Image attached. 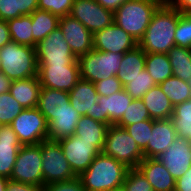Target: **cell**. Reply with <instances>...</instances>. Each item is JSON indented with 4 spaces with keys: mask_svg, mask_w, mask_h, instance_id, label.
I'll list each match as a JSON object with an SVG mask.
<instances>
[{
    "mask_svg": "<svg viewBox=\"0 0 191 191\" xmlns=\"http://www.w3.org/2000/svg\"><path fill=\"white\" fill-rule=\"evenodd\" d=\"M181 13L171 4H161L152 15L138 45L145 53H168L175 46V32Z\"/></svg>",
    "mask_w": 191,
    "mask_h": 191,
    "instance_id": "1",
    "label": "cell"
},
{
    "mask_svg": "<svg viewBox=\"0 0 191 191\" xmlns=\"http://www.w3.org/2000/svg\"><path fill=\"white\" fill-rule=\"evenodd\" d=\"M128 170L124 163L100 152L78 178L86 191H111L123 186Z\"/></svg>",
    "mask_w": 191,
    "mask_h": 191,
    "instance_id": "2",
    "label": "cell"
},
{
    "mask_svg": "<svg viewBox=\"0 0 191 191\" xmlns=\"http://www.w3.org/2000/svg\"><path fill=\"white\" fill-rule=\"evenodd\" d=\"M160 5L158 0H127L114 12V23L139 42Z\"/></svg>",
    "mask_w": 191,
    "mask_h": 191,
    "instance_id": "3",
    "label": "cell"
},
{
    "mask_svg": "<svg viewBox=\"0 0 191 191\" xmlns=\"http://www.w3.org/2000/svg\"><path fill=\"white\" fill-rule=\"evenodd\" d=\"M1 72L12 81L38 76L36 48L9 42L0 48Z\"/></svg>",
    "mask_w": 191,
    "mask_h": 191,
    "instance_id": "4",
    "label": "cell"
},
{
    "mask_svg": "<svg viewBox=\"0 0 191 191\" xmlns=\"http://www.w3.org/2000/svg\"><path fill=\"white\" fill-rule=\"evenodd\" d=\"M102 152L124 163L129 168H137L144 159L143 151L135 139L129 135L125 128L118 125L108 126Z\"/></svg>",
    "mask_w": 191,
    "mask_h": 191,
    "instance_id": "5",
    "label": "cell"
},
{
    "mask_svg": "<svg viewBox=\"0 0 191 191\" xmlns=\"http://www.w3.org/2000/svg\"><path fill=\"white\" fill-rule=\"evenodd\" d=\"M123 54L98 51L90 52L78 58L80 66V78L92 83L116 76Z\"/></svg>",
    "mask_w": 191,
    "mask_h": 191,
    "instance_id": "6",
    "label": "cell"
},
{
    "mask_svg": "<svg viewBox=\"0 0 191 191\" xmlns=\"http://www.w3.org/2000/svg\"><path fill=\"white\" fill-rule=\"evenodd\" d=\"M39 144L42 148L43 187L77 177L71 170L58 141L46 139Z\"/></svg>",
    "mask_w": 191,
    "mask_h": 191,
    "instance_id": "7",
    "label": "cell"
},
{
    "mask_svg": "<svg viewBox=\"0 0 191 191\" xmlns=\"http://www.w3.org/2000/svg\"><path fill=\"white\" fill-rule=\"evenodd\" d=\"M23 145H36L48 138V123L37 107L24 110L9 125Z\"/></svg>",
    "mask_w": 191,
    "mask_h": 191,
    "instance_id": "8",
    "label": "cell"
},
{
    "mask_svg": "<svg viewBox=\"0 0 191 191\" xmlns=\"http://www.w3.org/2000/svg\"><path fill=\"white\" fill-rule=\"evenodd\" d=\"M10 180L43 186L40 144L23 145L19 149Z\"/></svg>",
    "mask_w": 191,
    "mask_h": 191,
    "instance_id": "9",
    "label": "cell"
},
{
    "mask_svg": "<svg viewBox=\"0 0 191 191\" xmlns=\"http://www.w3.org/2000/svg\"><path fill=\"white\" fill-rule=\"evenodd\" d=\"M36 56L37 64H79L59 27L37 44Z\"/></svg>",
    "mask_w": 191,
    "mask_h": 191,
    "instance_id": "10",
    "label": "cell"
},
{
    "mask_svg": "<svg viewBox=\"0 0 191 191\" xmlns=\"http://www.w3.org/2000/svg\"><path fill=\"white\" fill-rule=\"evenodd\" d=\"M41 87L70 92L80 78L79 64H38Z\"/></svg>",
    "mask_w": 191,
    "mask_h": 191,
    "instance_id": "11",
    "label": "cell"
},
{
    "mask_svg": "<svg viewBox=\"0 0 191 191\" xmlns=\"http://www.w3.org/2000/svg\"><path fill=\"white\" fill-rule=\"evenodd\" d=\"M69 16L78 20L93 34L114 22V13L96 0H74Z\"/></svg>",
    "mask_w": 191,
    "mask_h": 191,
    "instance_id": "12",
    "label": "cell"
},
{
    "mask_svg": "<svg viewBox=\"0 0 191 191\" xmlns=\"http://www.w3.org/2000/svg\"><path fill=\"white\" fill-rule=\"evenodd\" d=\"M71 170L76 176L84 172L100 151L93 142H86L76 135L58 140Z\"/></svg>",
    "mask_w": 191,
    "mask_h": 191,
    "instance_id": "13",
    "label": "cell"
},
{
    "mask_svg": "<svg viewBox=\"0 0 191 191\" xmlns=\"http://www.w3.org/2000/svg\"><path fill=\"white\" fill-rule=\"evenodd\" d=\"M133 98L124 88L110 96H98L97 103L93 109V119L102 123L116 125L122 118L125 110Z\"/></svg>",
    "mask_w": 191,
    "mask_h": 191,
    "instance_id": "14",
    "label": "cell"
},
{
    "mask_svg": "<svg viewBox=\"0 0 191 191\" xmlns=\"http://www.w3.org/2000/svg\"><path fill=\"white\" fill-rule=\"evenodd\" d=\"M93 49L104 52L120 53L135 48L138 42L114 22L93 34Z\"/></svg>",
    "mask_w": 191,
    "mask_h": 191,
    "instance_id": "15",
    "label": "cell"
},
{
    "mask_svg": "<svg viewBox=\"0 0 191 191\" xmlns=\"http://www.w3.org/2000/svg\"><path fill=\"white\" fill-rule=\"evenodd\" d=\"M59 28L62 30L65 40L77 58L93 49V33L78 20L69 15L61 17Z\"/></svg>",
    "mask_w": 191,
    "mask_h": 191,
    "instance_id": "16",
    "label": "cell"
},
{
    "mask_svg": "<svg viewBox=\"0 0 191 191\" xmlns=\"http://www.w3.org/2000/svg\"><path fill=\"white\" fill-rule=\"evenodd\" d=\"M157 159L167 168L172 177L177 180L191 166V143L186 138L177 137Z\"/></svg>",
    "mask_w": 191,
    "mask_h": 191,
    "instance_id": "17",
    "label": "cell"
},
{
    "mask_svg": "<svg viewBox=\"0 0 191 191\" xmlns=\"http://www.w3.org/2000/svg\"><path fill=\"white\" fill-rule=\"evenodd\" d=\"M151 132L147 147L143 150L144 158L159 157L178 137L171 119H152Z\"/></svg>",
    "mask_w": 191,
    "mask_h": 191,
    "instance_id": "18",
    "label": "cell"
},
{
    "mask_svg": "<svg viewBox=\"0 0 191 191\" xmlns=\"http://www.w3.org/2000/svg\"><path fill=\"white\" fill-rule=\"evenodd\" d=\"M22 144L9 125H0V176L10 179Z\"/></svg>",
    "mask_w": 191,
    "mask_h": 191,
    "instance_id": "19",
    "label": "cell"
},
{
    "mask_svg": "<svg viewBox=\"0 0 191 191\" xmlns=\"http://www.w3.org/2000/svg\"><path fill=\"white\" fill-rule=\"evenodd\" d=\"M154 191H175L176 180L157 158H144L137 166Z\"/></svg>",
    "mask_w": 191,
    "mask_h": 191,
    "instance_id": "20",
    "label": "cell"
},
{
    "mask_svg": "<svg viewBox=\"0 0 191 191\" xmlns=\"http://www.w3.org/2000/svg\"><path fill=\"white\" fill-rule=\"evenodd\" d=\"M96 86L90 81L80 79L69 92L70 104L81 116L93 119V109L98 100Z\"/></svg>",
    "mask_w": 191,
    "mask_h": 191,
    "instance_id": "21",
    "label": "cell"
},
{
    "mask_svg": "<svg viewBox=\"0 0 191 191\" xmlns=\"http://www.w3.org/2000/svg\"><path fill=\"white\" fill-rule=\"evenodd\" d=\"M81 115L69 103L67 107L48 124V140L58 141L61 138L75 134V129Z\"/></svg>",
    "mask_w": 191,
    "mask_h": 191,
    "instance_id": "22",
    "label": "cell"
},
{
    "mask_svg": "<svg viewBox=\"0 0 191 191\" xmlns=\"http://www.w3.org/2000/svg\"><path fill=\"white\" fill-rule=\"evenodd\" d=\"M69 103V92L41 87L37 108L49 124Z\"/></svg>",
    "mask_w": 191,
    "mask_h": 191,
    "instance_id": "23",
    "label": "cell"
},
{
    "mask_svg": "<svg viewBox=\"0 0 191 191\" xmlns=\"http://www.w3.org/2000/svg\"><path fill=\"white\" fill-rule=\"evenodd\" d=\"M40 89L39 77L35 76L12 81L9 93L24 108H34L38 105Z\"/></svg>",
    "mask_w": 191,
    "mask_h": 191,
    "instance_id": "24",
    "label": "cell"
},
{
    "mask_svg": "<svg viewBox=\"0 0 191 191\" xmlns=\"http://www.w3.org/2000/svg\"><path fill=\"white\" fill-rule=\"evenodd\" d=\"M145 58L146 53L139 45L123 54L120 68L116 74L123 87L145 69Z\"/></svg>",
    "mask_w": 191,
    "mask_h": 191,
    "instance_id": "25",
    "label": "cell"
},
{
    "mask_svg": "<svg viewBox=\"0 0 191 191\" xmlns=\"http://www.w3.org/2000/svg\"><path fill=\"white\" fill-rule=\"evenodd\" d=\"M142 100L148 109L151 119H171L174 106L159 85H155L147 91Z\"/></svg>",
    "mask_w": 191,
    "mask_h": 191,
    "instance_id": "26",
    "label": "cell"
},
{
    "mask_svg": "<svg viewBox=\"0 0 191 191\" xmlns=\"http://www.w3.org/2000/svg\"><path fill=\"white\" fill-rule=\"evenodd\" d=\"M107 128V124L84 115L80 117L74 135L86 142H93L94 146L102 152L105 144Z\"/></svg>",
    "mask_w": 191,
    "mask_h": 191,
    "instance_id": "27",
    "label": "cell"
},
{
    "mask_svg": "<svg viewBox=\"0 0 191 191\" xmlns=\"http://www.w3.org/2000/svg\"><path fill=\"white\" fill-rule=\"evenodd\" d=\"M31 15L33 47L59 27L60 18L45 10L36 9Z\"/></svg>",
    "mask_w": 191,
    "mask_h": 191,
    "instance_id": "28",
    "label": "cell"
},
{
    "mask_svg": "<svg viewBox=\"0 0 191 191\" xmlns=\"http://www.w3.org/2000/svg\"><path fill=\"white\" fill-rule=\"evenodd\" d=\"M145 64V70L152 77L156 85L173 76V70L167 53H146Z\"/></svg>",
    "mask_w": 191,
    "mask_h": 191,
    "instance_id": "29",
    "label": "cell"
},
{
    "mask_svg": "<svg viewBox=\"0 0 191 191\" xmlns=\"http://www.w3.org/2000/svg\"><path fill=\"white\" fill-rule=\"evenodd\" d=\"M167 54L173 70V76L191 83V49L174 46Z\"/></svg>",
    "mask_w": 191,
    "mask_h": 191,
    "instance_id": "30",
    "label": "cell"
},
{
    "mask_svg": "<svg viewBox=\"0 0 191 191\" xmlns=\"http://www.w3.org/2000/svg\"><path fill=\"white\" fill-rule=\"evenodd\" d=\"M11 41L33 47L31 15H23L7 21Z\"/></svg>",
    "mask_w": 191,
    "mask_h": 191,
    "instance_id": "31",
    "label": "cell"
},
{
    "mask_svg": "<svg viewBox=\"0 0 191 191\" xmlns=\"http://www.w3.org/2000/svg\"><path fill=\"white\" fill-rule=\"evenodd\" d=\"M159 86L173 106L191 100V83L185 82L176 76L167 78Z\"/></svg>",
    "mask_w": 191,
    "mask_h": 191,
    "instance_id": "32",
    "label": "cell"
},
{
    "mask_svg": "<svg viewBox=\"0 0 191 191\" xmlns=\"http://www.w3.org/2000/svg\"><path fill=\"white\" fill-rule=\"evenodd\" d=\"M179 138H188L191 134V100L177 104L171 117Z\"/></svg>",
    "mask_w": 191,
    "mask_h": 191,
    "instance_id": "33",
    "label": "cell"
},
{
    "mask_svg": "<svg viewBox=\"0 0 191 191\" xmlns=\"http://www.w3.org/2000/svg\"><path fill=\"white\" fill-rule=\"evenodd\" d=\"M150 119V114L145 107L143 100L133 99L128 106V109L125 110L121 120L116 125L125 128L128 125Z\"/></svg>",
    "mask_w": 191,
    "mask_h": 191,
    "instance_id": "34",
    "label": "cell"
},
{
    "mask_svg": "<svg viewBox=\"0 0 191 191\" xmlns=\"http://www.w3.org/2000/svg\"><path fill=\"white\" fill-rule=\"evenodd\" d=\"M23 110L24 107L9 92L0 94V125H10Z\"/></svg>",
    "mask_w": 191,
    "mask_h": 191,
    "instance_id": "35",
    "label": "cell"
},
{
    "mask_svg": "<svg viewBox=\"0 0 191 191\" xmlns=\"http://www.w3.org/2000/svg\"><path fill=\"white\" fill-rule=\"evenodd\" d=\"M155 85L152 77L144 69L123 88L133 99H142L144 94Z\"/></svg>",
    "mask_w": 191,
    "mask_h": 191,
    "instance_id": "36",
    "label": "cell"
},
{
    "mask_svg": "<svg viewBox=\"0 0 191 191\" xmlns=\"http://www.w3.org/2000/svg\"><path fill=\"white\" fill-rule=\"evenodd\" d=\"M130 136H132L137 145L143 151L148 144L152 134V119L140 121L125 127Z\"/></svg>",
    "mask_w": 191,
    "mask_h": 191,
    "instance_id": "37",
    "label": "cell"
},
{
    "mask_svg": "<svg viewBox=\"0 0 191 191\" xmlns=\"http://www.w3.org/2000/svg\"><path fill=\"white\" fill-rule=\"evenodd\" d=\"M122 187L125 191H154L138 168H129Z\"/></svg>",
    "mask_w": 191,
    "mask_h": 191,
    "instance_id": "38",
    "label": "cell"
},
{
    "mask_svg": "<svg viewBox=\"0 0 191 191\" xmlns=\"http://www.w3.org/2000/svg\"><path fill=\"white\" fill-rule=\"evenodd\" d=\"M175 46L191 49V13H181L176 32Z\"/></svg>",
    "mask_w": 191,
    "mask_h": 191,
    "instance_id": "39",
    "label": "cell"
},
{
    "mask_svg": "<svg viewBox=\"0 0 191 191\" xmlns=\"http://www.w3.org/2000/svg\"><path fill=\"white\" fill-rule=\"evenodd\" d=\"M74 0H38V9L45 10L59 18L68 16Z\"/></svg>",
    "mask_w": 191,
    "mask_h": 191,
    "instance_id": "40",
    "label": "cell"
},
{
    "mask_svg": "<svg viewBox=\"0 0 191 191\" xmlns=\"http://www.w3.org/2000/svg\"><path fill=\"white\" fill-rule=\"evenodd\" d=\"M95 86L97 94L106 97L123 89L121 81L116 76L96 82Z\"/></svg>",
    "mask_w": 191,
    "mask_h": 191,
    "instance_id": "41",
    "label": "cell"
},
{
    "mask_svg": "<svg viewBox=\"0 0 191 191\" xmlns=\"http://www.w3.org/2000/svg\"><path fill=\"white\" fill-rule=\"evenodd\" d=\"M43 191H86L78 176L71 180L51 183L43 187Z\"/></svg>",
    "mask_w": 191,
    "mask_h": 191,
    "instance_id": "42",
    "label": "cell"
},
{
    "mask_svg": "<svg viewBox=\"0 0 191 191\" xmlns=\"http://www.w3.org/2000/svg\"><path fill=\"white\" fill-rule=\"evenodd\" d=\"M16 18V0H0V19L8 21Z\"/></svg>",
    "mask_w": 191,
    "mask_h": 191,
    "instance_id": "43",
    "label": "cell"
},
{
    "mask_svg": "<svg viewBox=\"0 0 191 191\" xmlns=\"http://www.w3.org/2000/svg\"><path fill=\"white\" fill-rule=\"evenodd\" d=\"M38 9V0H16V18L30 15Z\"/></svg>",
    "mask_w": 191,
    "mask_h": 191,
    "instance_id": "44",
    "label": "cell"
},
{
    "mask_svg": "<svg viewBox=\"0 0 191 191\" xmlns=\"http://www.w3.org/2000/svg\"><path fill=\"white\" fill-rule=\"evenodd\" d=\"M6 191H43V186L22 183L8 179Z\"/></svg>",
    "mask_w": 191,
    "mask_h": 191,
    "instance_id": "45",
    "label": "cell"
},
{
    "mask_svg": "<svg viewBox=\"0 0 191 191\" xmlns=\"http://www.w3.org/2000/svg\"><path fill=\"white\" fill-rule=\"evenodd\" d=\"M175 191H191V166L183 176L176 180Z\"/></svg>",
    "mask_w": 191,
    "mask_h": 191,
    "instance_id": "46",
    "label": "cell"
},
{
    "mask_svg": "<svg viewBox=\"0 0 191 191\" xmlns=\"http://www.w3.org/2000/svg\"><path fill=\"white\" fill-rule=\"evenodd\" d=\"M9 42H11V36L8 30L7 21L0 19V48Z\"/></svg>",
    "mask_w": 191,
    "mask_h": 191,
    "instance_id": "47",
    "label": "cell"
},
{
    "mask_svg": "<svg viewBox=\"0 0 191 191\" xmlns=\"http://www.w3.org/2000/svg\"><path fill=\"white\" fill-rule=\"evenodd\" d=\"M170 4L180 13H191V0H171Z\"/></svg>",
    "mask_w": 191,
    "mask_h": 191,
    "instance_id": "48",
    "label": "cell"
},
{
    "mask_svg": "<svg viewBox=\"0 0 191 191\" xmlns=\"http://www.w3.org/2000/svg\"><path fill=\"white\" fill-rule=\"evenodd\" d=\"M105 9L112 11L113 13L127 0H96Z\"/></svg>",
    "mask_w": 191,
    "mask_h": 191,
    "instance_id": "49",
    "label": "cell"
},
{
    "mask_svg": "<svg viewBox=\"0 0 191 191\" xmlns=\"http://www.w3.org/2000/svg\"><path fill=\"white\" fill-rule=\"evenodd\" d=\"M12 80L9 79L4 73H0V94L9 92Z\"/></svg>",
    "mask_w": 191,
    "mask_h": 191,
    "instance_id": "50",
    "label": "cell"
},
{
    "mask_svg": "<svg viewBox=\"0 0 191 191\" xmlns=\"http://www.w3.org/2000/svg\"><path fill=\"white\" fill-rule=\"evenodd\" d=\"M8 178L0 176V191H6Z\"/></svg>",
    "mask_w": 191,
    "mask_h": 191,
    "instance_id": "51",
    "label": "cell"
},
{
    "mask_svg": "<svg viewBox=\"0 0 191 191\" xmlns=\"http://www.w3.org/2000/svg\"><path fill=\"white\" fill-rule=\"evenodd\" d=\"M161 4H170L171 0H158Z\"/></svg>",
    "mask_w": 191,
    "mask_h": 191,
    "instance_id": "52",
    "label": "cell"
},
{
    "mask_svg": "<svg viewBox=\"0 0 191 191\" xmlns=\"http://www.w3.org/2000/svg\"><path fill=\"white\" fill-rule=\"evenodd\" d=\"M111 191H125V190L123 189V187H120V188H117V189H113Z\"/></svg>",
    "mask_w": 191,
    "mask_h": 191,
    "instance_id": "53",
    "label": "cell"
},
{
    "mask_svg": "<svg viewBox=\"0 0 191 191\" xmlns=\"http://www.w3.org/2000/svg\"><path fill=\"white\" fill-rule=\"evenodd\" d=\"M187 140L191 143V134L188 136Z\"/></svg>",
    "mask_w": 191,
    "mask_h": 191,
    "instance_id": "54",
    "label": "cell"
}]
</instances>
